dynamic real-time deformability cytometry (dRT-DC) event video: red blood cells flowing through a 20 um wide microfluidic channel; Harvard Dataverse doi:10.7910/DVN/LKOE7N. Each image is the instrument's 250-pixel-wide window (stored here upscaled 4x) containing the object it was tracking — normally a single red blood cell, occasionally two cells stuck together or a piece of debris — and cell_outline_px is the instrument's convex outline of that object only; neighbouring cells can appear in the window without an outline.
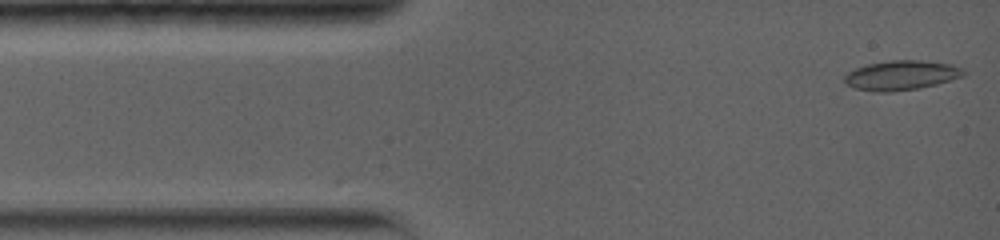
{"species": "common noctule bat (a hibernating species)", "species_latin": "Nyctalus noctula", "temperature_condition": "warm", "stored_images_in_passage": 21, "camera_frame_rate_fps": 5000, "um_per_image_px": 0.085, "animal": {"sex": "female", "body_mass_g": 19.0, "forearm_length_mm": 56.7}, "frame": {"image": 1, "passage_image": 1, "time_ms": 0.0, "image_size_px": [1000, 240], "cell_outline_px": [[968, 72], [964, 76], [936, 84], [920, 88], [892, 92], [876, 92], [852, 88], [844, 84], [844, 76], [848, 72], [856, 68], [868, 64], [892, 60], [920, 60], [952, 64], [964, 68]], "centroid_in_image_um": [76.62, 6.41], "position_along_channel_um": 8.4, "area_um2": 20.81}}
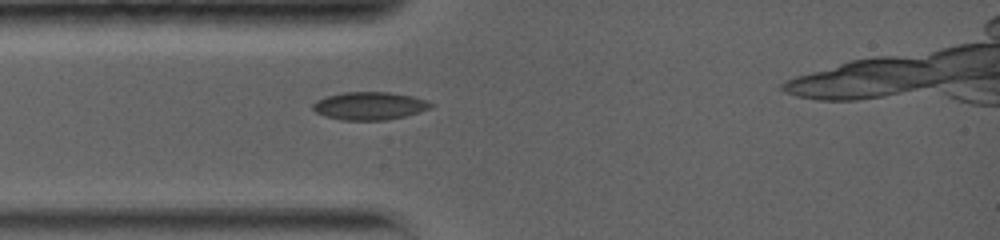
{"frame": {"image": 2, "passage_image": 10, "time_ms": 3.0, "image_size_px": [1000, 240], "cell_outline_px": [[436, 104], [420, 112], [404, 116], [384, 120], [340, 120], [324, 116], [316, 112], [312, 108], [312, 104], [316, 100], [328, 96], [344, 92], [388, 92], [412, 96], [428, 100]], "centroid_in_image_um": [31.41, 9.0], "position_along_channel_um": 53.6, "area_um2": 19.19}}
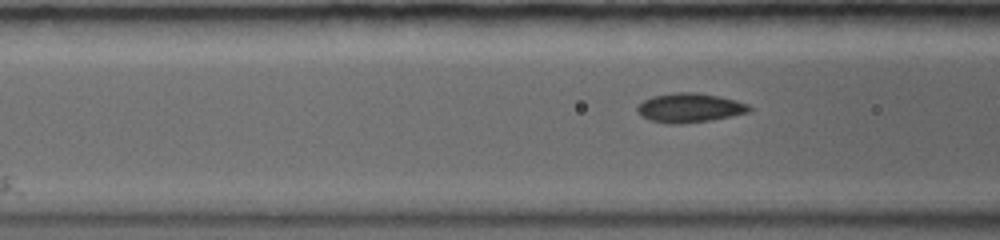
{"frame": {"image": 3, "passage_image": 15, "time_ms": 4.4, "image_size_px": [1000, 240], "cell_outline_px": [[752, 108], [748, 112], [732, 116], [712, 120], [680, 124], [672, 124], [652, 120], [640, 116], [636, 112], [636, 108], [644, 100], [652, 96], [676, 92], [696, 92], [736, 100], [748, 104]], "centroid_in_image_um": [58.61, 9.16], "position_along_channel_um": 108.0, "area_um2": 19.02}}